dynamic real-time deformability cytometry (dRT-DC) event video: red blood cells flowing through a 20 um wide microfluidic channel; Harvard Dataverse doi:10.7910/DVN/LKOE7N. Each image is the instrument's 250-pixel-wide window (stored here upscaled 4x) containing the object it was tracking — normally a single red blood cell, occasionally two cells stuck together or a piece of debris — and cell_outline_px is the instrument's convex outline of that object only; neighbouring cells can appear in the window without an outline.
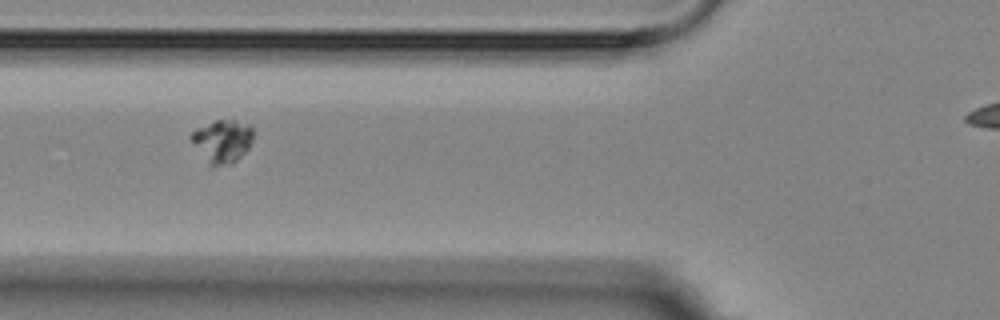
{"species": "Egyptian fruit bat (a non-hibernating species)", "species_latin": "Rousettus aegyptiacus", "temperature_condition": "room temperature", "stored_images_in_passage": 5, "camera_frame_rate_fps": 3000, "um_per_image_px": 0.085, "animal": {"sex": "female"}, "frame": {"image": 1, "passage_image": 4, "time_ms": 3.333, "image_size_px": [1000, 320], "cell_outline_px": [[252, 140], [248, 148], [232, 164], [212, 168], [208, 164], [188, 136], [196, 128], [216, 120], [232, 120], [248, 124], [252, 128]], "centroid_in_image_um": [18.87, 12.02], "position_along_channel_um": 106.9, "area_um2": 15.49}}
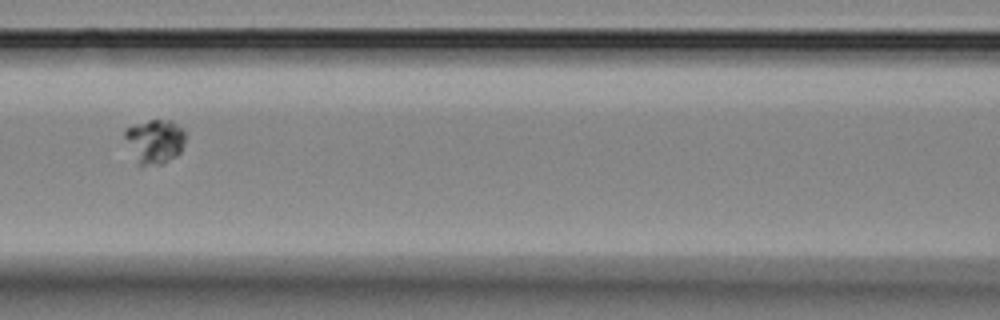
{"frame": {"image": 2, "passage_image": 5, "time_ms": 4.667, "image_size_px": [1000, 320], "cell_outline_px": [[184, 140], [180, 152], [176, 156], [164, 164], [140, 164], [124, 136], [124, 128], [148, 120], [172, 120], [184, 132]], "centroid_in_image_um": [13.17, 11.98], "position_along_channel_um": 153.4, "area_um2": 15.09}}